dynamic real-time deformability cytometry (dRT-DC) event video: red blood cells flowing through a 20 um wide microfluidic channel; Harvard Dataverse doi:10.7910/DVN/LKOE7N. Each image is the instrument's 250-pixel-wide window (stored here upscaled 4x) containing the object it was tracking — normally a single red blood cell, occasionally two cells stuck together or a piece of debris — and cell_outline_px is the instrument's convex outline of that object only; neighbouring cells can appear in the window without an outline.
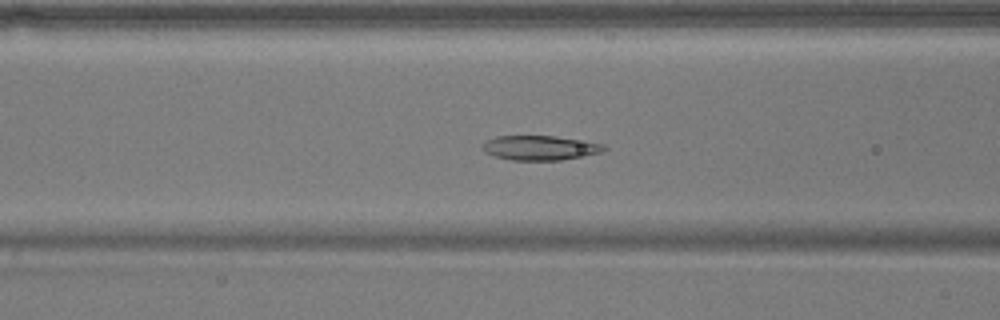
{"species": "common noctule bat (a hibernating species)", "species_latin": "Nyctalus noctula", "temperature_condition": "warm", "stored_images_in_passage": 39, "camera_frame_rate_fps": 3000, "um_per_image_px": 0.085, "animal": {"sex": "male", "body_mass_g": 17.9}, "frame": {"image": 1, "passage_image": 6, "time_ms": 1.667, "image_size_px": [1000, 320], "cell_outline_px": [[608, 148], [604, 152], [584, 156], [560, 160], [512, 160], [496, 156], [484, 152], [484, 144], [488, 140], [496, 136], [552, 136], [604, 144]], "centroid_in_image_um": [45.95, 12.57], "position_along_channel_um": 120.6, "area_um2": 17.17}}
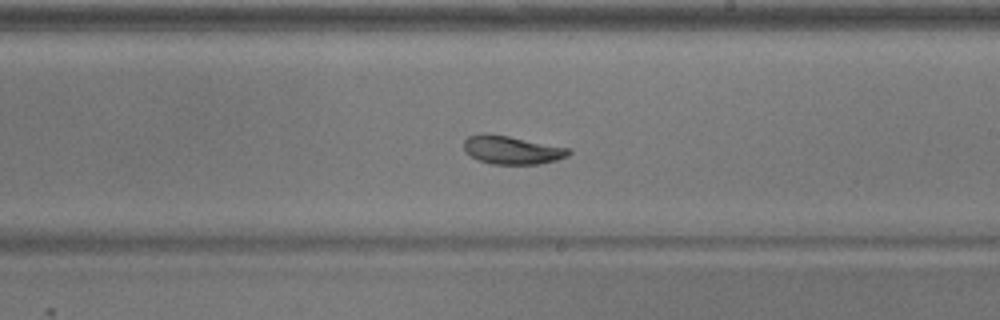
{"frame": {"image": 2, "passage_image": 16, "time_ms": 5.0, "image_size_px": [1000, 320], "cell_outline_px": [[572, 152], [568, 156], [556, 160], [536, 164], [492, 164], [480, 160], [464, 152], [464, 140], [468, 136], [484, 132], [508, 136], [568, 148]], "centroid_in_image_um": [43.48, 12.74], "position_along_channel_um": 245.5, "area_um2": 17.17}}
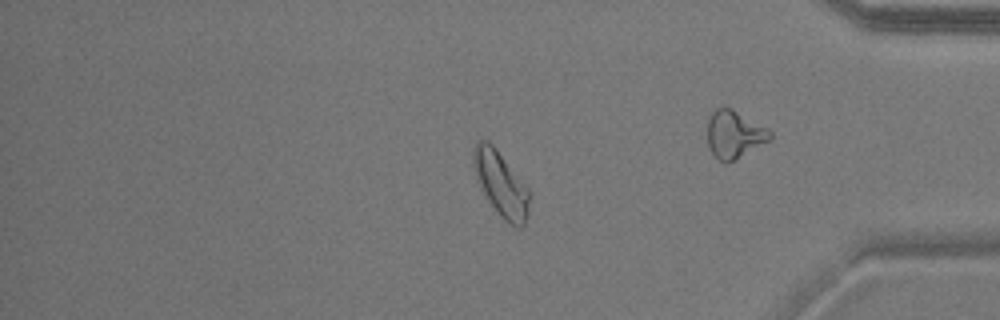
{"frame": {"image": 3, "passage_image": 30, "time_ms": 9.667, "image_size_px": [1000, 320], "cell_outline_px": [[528, 216], [524, 224], [520, 228], [516, 228], [504, 220], [496, 212], [488, 200], [480, 184], [472, 164], [472, 148], [476, 140], [488, 140], [496, 148], [528, 188]], "centroid_in_image_um": [42.55, 15.61], "position_along_channel_um": 392.6, "area_um2": 20.98}, "authors_computed_cell_mechanics": {"area_um2": 17.8024, "velocity_mm_per_s": 3.7489, "shape_relaxation_time_tau1_ms": 7.8988, "shape_relaxation_time_tau2_ms": 7.9575, "deformation_change_tau1": 0.1843, "deformation_change_tau2": 0.1422}}